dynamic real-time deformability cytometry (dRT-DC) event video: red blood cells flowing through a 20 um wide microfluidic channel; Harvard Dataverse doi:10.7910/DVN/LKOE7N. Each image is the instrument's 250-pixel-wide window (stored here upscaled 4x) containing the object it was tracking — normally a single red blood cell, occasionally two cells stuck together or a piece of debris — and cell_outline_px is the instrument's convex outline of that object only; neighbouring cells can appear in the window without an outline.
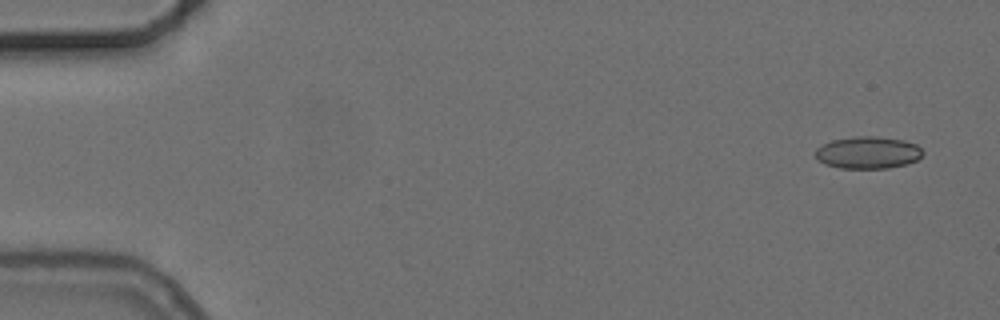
{"species": "common noctule bat (a hibernating species)", "species_latin": "Nyctalus noctula", "temperature_condition": "cold", "stored_images_in_passage": 5, "camera_frame_rate_fps": 3000, "um_per_image_px": 0.085, "animal": {"sex": "female", "body_mass_g": 24.6, "forearm_length_mm": 56.2}, "frame": {"image": 1, "passage_image": 1, "time_ms": 0.0, "image_size_px": [1000, 320], "cell_outline_px": [[924, 152], [916, 160], [908, 164], [888, 168], [840, 168], [824, 164], [816, 156], [816, 148], [832, 140], [856, 136], [876, 136], [904, 140], [916, 144]], "centroid_in_image_um": [73.79, 12.97], "position_along_channel_um": 11.2, "area_um2": 20.06}}
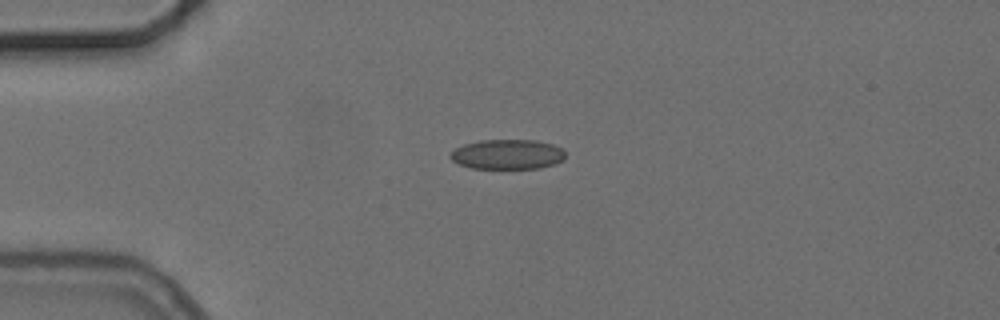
{"frame": {"image": 2, "passage_image": 4, "time_ms": 3.667, "image_size_px": [1000, 320], "cell_outline_px": [[564, 160], [556, 164], [540, 168], [472, 168], [460, 164], [452, 160], [448, 156], [456, 148], [464, 144], [480, 140], [536, 140], [552, 144], [564, 148]], "centroid_in_image_um": [43.17, 13.11], "position_along_channel_um": 41.8, "area_um2": 20.06}}